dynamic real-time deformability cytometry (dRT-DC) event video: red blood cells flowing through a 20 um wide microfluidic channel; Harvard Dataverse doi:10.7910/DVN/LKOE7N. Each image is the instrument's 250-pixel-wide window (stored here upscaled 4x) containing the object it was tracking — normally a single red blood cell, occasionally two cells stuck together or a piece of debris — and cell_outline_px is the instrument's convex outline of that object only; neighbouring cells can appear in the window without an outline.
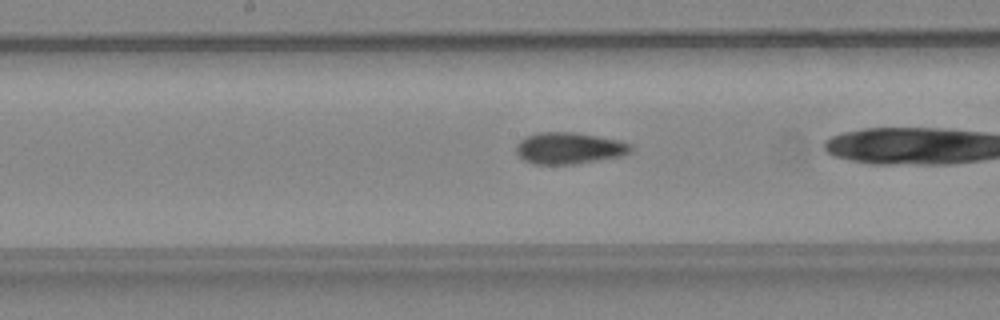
{"species": "common noctule bat (a hibernating species)", "species_latin": "Nyctalus noctula", "temperature_condition": "warm", "stored_images_in_passage": 33, "camera_frame_rate_fps": 3000, "um_per_image_px": 0.085, "animal": {"sex": "female", "body_mass_g": 24.6, "forearm_length_mm": 56.2}, "frame": {"image": 1, "passage_image": 21, "time_ms": 6.667, "image_size_px": [1000, 320], "cell_outline_px": [[632, 152], [620, 156], [576, 164], [532, 164], [524, 160], [516, 152], [516, 144], [524, 136], [540, 132], [572, 132], [620, 140], [632, 144]], "centroid_in_image_um": [48.36, 12.59], "position_along_channel_um": 199.8, "area_um2": 21.15}}